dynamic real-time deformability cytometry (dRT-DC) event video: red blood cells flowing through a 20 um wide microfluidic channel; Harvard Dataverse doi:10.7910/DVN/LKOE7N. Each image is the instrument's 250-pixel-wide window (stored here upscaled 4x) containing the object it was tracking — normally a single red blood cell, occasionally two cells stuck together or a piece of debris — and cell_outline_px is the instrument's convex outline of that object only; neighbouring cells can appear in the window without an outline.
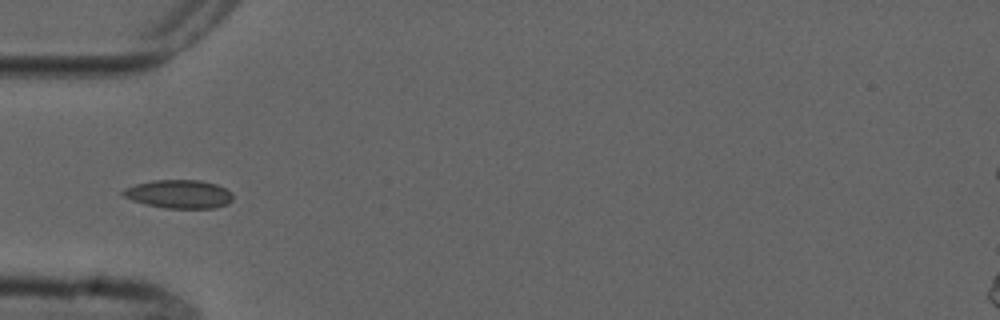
{"species": "common noctule bat (a hibernating species)", "species_latin": "Nyctalus noctula", "temperature_condition": "cold", "stored_images_in_passage": 3, "camera_frame_rate_fps": 3000, "um_per_image_px": 0.085, "animal": {"sex": "male", "forearm_length_mm": 52.5}, "frame": {"image": 1, "passage_image": 3, "time_ms": 3.667, "image_size_px": [1000, 320], "cell_outline_px": [[232, 200], [228, 204], [216, 208], [164, 208], [144, 204], [132, 200], [124, 196], [120, 192], [124, 188], [136, 184], [152, 180], [200, 180], [216, 184], [232, 192]], "centroid_in_image_um": [15.21, 16.5], "position_along_channel_um": 69.8, "area_um2": 18.32}}